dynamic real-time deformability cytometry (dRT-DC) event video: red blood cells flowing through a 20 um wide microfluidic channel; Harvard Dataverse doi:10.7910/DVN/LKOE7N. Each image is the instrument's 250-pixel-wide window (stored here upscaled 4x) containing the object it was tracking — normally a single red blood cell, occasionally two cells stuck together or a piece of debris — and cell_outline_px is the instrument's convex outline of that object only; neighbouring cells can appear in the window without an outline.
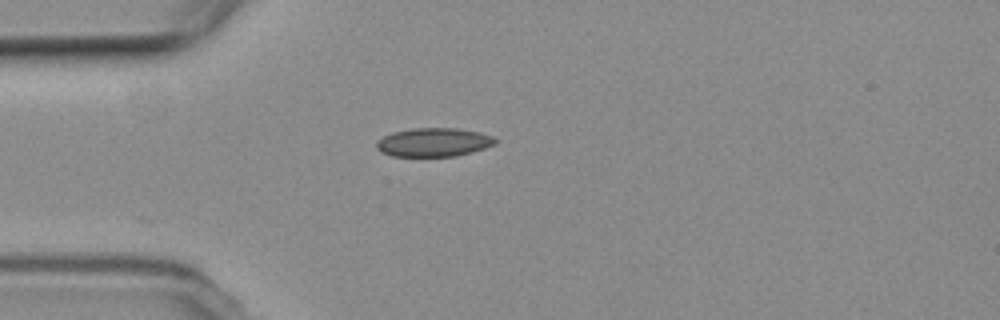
{"species": "common noctule bat (a hibernating species)", "species_latin": "Nyctalus noctula", "temperature_condition": "room temperature", "stored_images_in_passage": 1, "camera_frame_rate_fps": 3000, "um_per_image_px": 0.085, "animal": {"sex": "female", "body_mass_g": 19.3, "forearm_length_mm": 54.1}, "frame": {"image": 1, "passage_image": 1, "time_ms": 0.0, "image_size_px": [1000, 320], "cell_outline_px": [[500, 140], [496, 144], [472, 152], [456, 156], [392, 156], [380, 152], [376, 148], [376, 140], [392, 132], [412, 128], [456, 128], [480, 132], [492, 136]], "centroid_in_image_um": [36.87, 12.09], "position_along_channel_um": 48.1, "area_um2": 20.06}}